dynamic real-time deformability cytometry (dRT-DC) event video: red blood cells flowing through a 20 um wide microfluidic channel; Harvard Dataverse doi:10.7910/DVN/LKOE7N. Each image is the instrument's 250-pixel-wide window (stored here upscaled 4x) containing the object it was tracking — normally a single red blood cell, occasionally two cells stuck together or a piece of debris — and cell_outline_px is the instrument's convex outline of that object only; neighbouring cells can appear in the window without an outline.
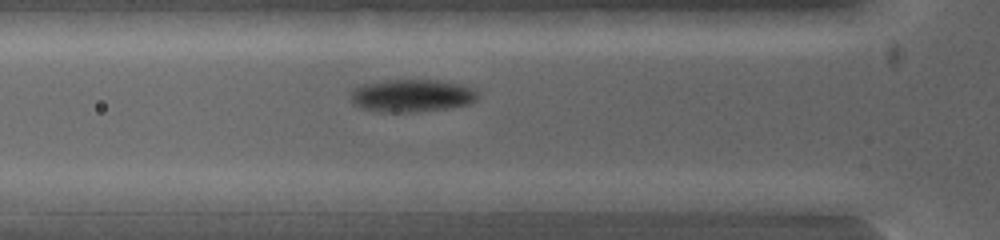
{"species": "common noctule bat (a hibernating species)", "species_latin": "Nyctalus noctula", "temperature_condition": "warm", "stored_images_in_passage": 7, "segment_of_instrument_passage": [2, 2], "camera_frame_rate_fps": 5000, "um_per_image_px": 0.085, "animal": {"sex": "female", "body_mass_g": 19.0, "forearm_length_mm": 53.3}, "frame": {"image": 1, "passage_image": 3, "time_ms": 0.4, "image_size_px": [1000, 240], "cell_outline_px": [[476, 100], [468, 104], [444, 108], [404, 112], [380, 112], [360, 108], [352, 104], [352, 92], [356, 88], [364, 84], [388, 80], [440, 80], [460, 84], [472, 88], [476, 92]], "centroid_in_image_um": [34.98, 8.12], "position_along_channel_um": 90.8, "area_um2": 23.76}}